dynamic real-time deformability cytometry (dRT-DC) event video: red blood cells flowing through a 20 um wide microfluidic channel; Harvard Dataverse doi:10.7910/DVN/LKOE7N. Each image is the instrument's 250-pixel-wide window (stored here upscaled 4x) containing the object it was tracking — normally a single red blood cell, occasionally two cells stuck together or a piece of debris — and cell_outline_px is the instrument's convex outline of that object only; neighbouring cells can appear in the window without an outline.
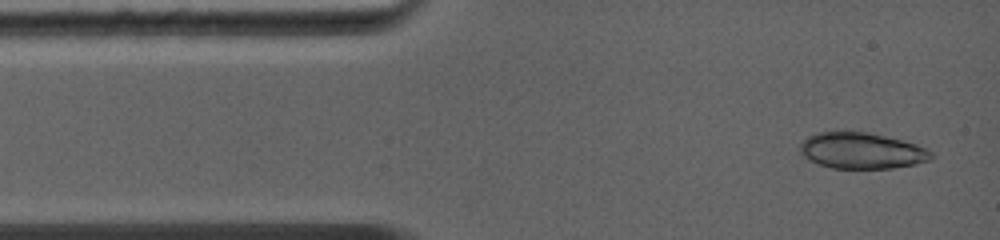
{"species": "common noctule bat (a hibernating species)", "species_latin": "Nyctalus noctula", "temperature_condition": "warm", "stored_images_in_passage": 2, "camera_frame_rate_fps": 5000, "um_per_image_px": 0.085, "animal": {"sex": "female", "body_mass_g": 19.0, "forearm_length_mm": 56.7}, "frame": {"image": 1, "passage_image": 1, "time_ms": 0.0, "image_size_px": [1000, 240], "cell_outline_px": [[936, 156], [932, 160], [916, 164], [892, 168], [832, 168], [808, 160], [800, 156], [800, 144], [808, 136], [816, 132], [864, 132], [884, 136], [916, 144], [928, 148]], "centroid_in_image_um": [73.26, 12.82], "position_along_channel_um": 11.7, "area_um2": 27.69}}